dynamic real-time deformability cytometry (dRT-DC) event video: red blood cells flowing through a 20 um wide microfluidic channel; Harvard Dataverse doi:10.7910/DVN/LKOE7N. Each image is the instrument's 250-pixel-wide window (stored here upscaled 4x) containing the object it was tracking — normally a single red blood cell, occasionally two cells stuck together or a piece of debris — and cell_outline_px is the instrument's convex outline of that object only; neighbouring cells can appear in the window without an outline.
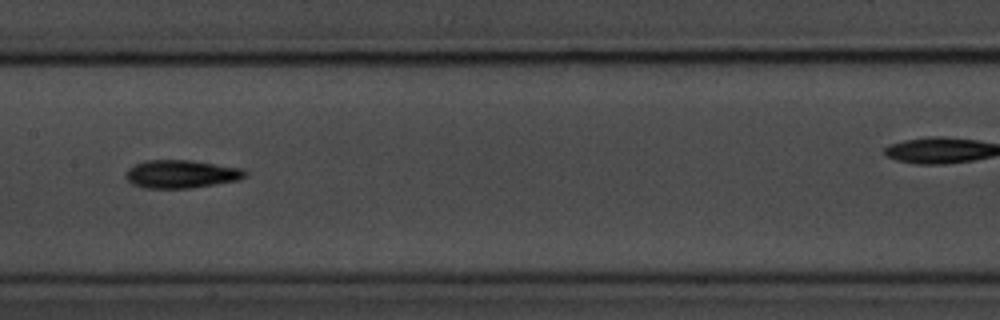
{"species": "common noctule bat (a hibernating species)", "species_latin": "Nyctalus noctula", "temperature_condition": "room temperature", "stored_images_in_passage": 9, "camera_frame_rate_fps": 3000, "um_per_image_px": 0.085, "animal": {"sex": "male", "body_mass_g": 20.1, "forearm_length_mm": 53.5}, "frame": {"image": 1, "passage_image": 6, "time_ms": 5.667, "image_size_px": [1000, 320], "cell_outline_px": [[248, 172], [244, 176], [236, 180], [192, 188], [144, 188], [132, 184], [124, 176], [128, 168], [144, 160], [192, 160], [244, 168]], "centroid_in_image_um": [15.38, 14.78], "position_along_channel_um": 192.0, "area_um2": 19.59}}